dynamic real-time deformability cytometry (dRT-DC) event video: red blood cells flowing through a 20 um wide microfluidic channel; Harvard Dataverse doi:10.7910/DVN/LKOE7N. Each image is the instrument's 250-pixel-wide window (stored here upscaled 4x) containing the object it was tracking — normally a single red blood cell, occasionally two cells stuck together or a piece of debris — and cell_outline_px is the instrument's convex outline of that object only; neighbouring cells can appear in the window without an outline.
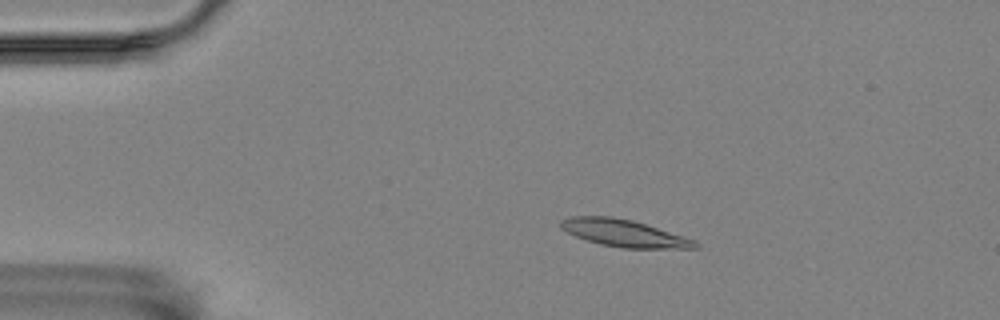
{"species": "Egyptian fruit bat (a non-hibernating species)", "species_latin": "Rousettus aegyptiacus", "temperature_condition": "room temperature", "stored_images_in_passage": 49, "camera_frame_rate_fps": 3000, "um_per_image_px": 0.085, "animal": {"sex": "female"}, "frame": {"image": 1, "passage_image": 10, "time_ms": 3.0, "image_size_px": [1000, 320], "cell_outline_px": [[700, 248], [620, 248], [600, 244], [576, 236], [560, 228], [560, 220], [572, 216], [612, 216], [632, 220], [684, 236], [696, 240], [700, 244]], "centroid_in_image_um": [53.06, 19.82], "position_along_channel_um": 31.9, "area_um2": 21.21}}
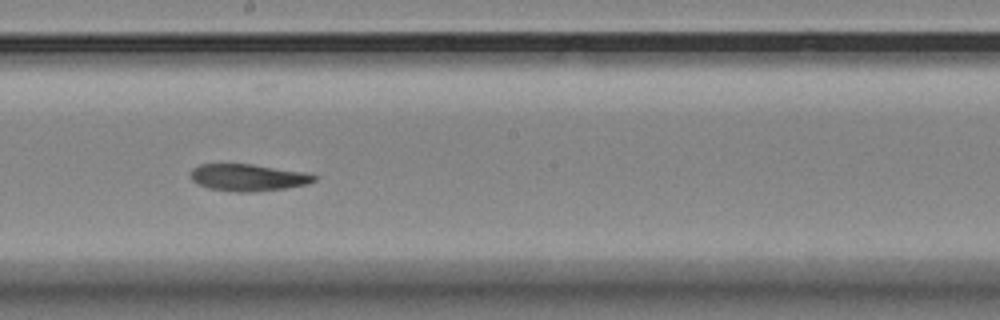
{"frame": {"image": 2, "passage_image": 31, "time_ms": 10.0, "image_size_px": [1000, 320], "cell_outline_px": [[316, 180], [308, 184], [288, 188], [252, 192], [236, 192], [208, 188], [192, 180], [188, 176], [192, 168], [200, 164], [252, 164], [304, 172], [316, 176]], "centroid_in_image_um": [21.06, 15.09], "position_along_channel_um": 227.1, "area_um2": 19.48}}
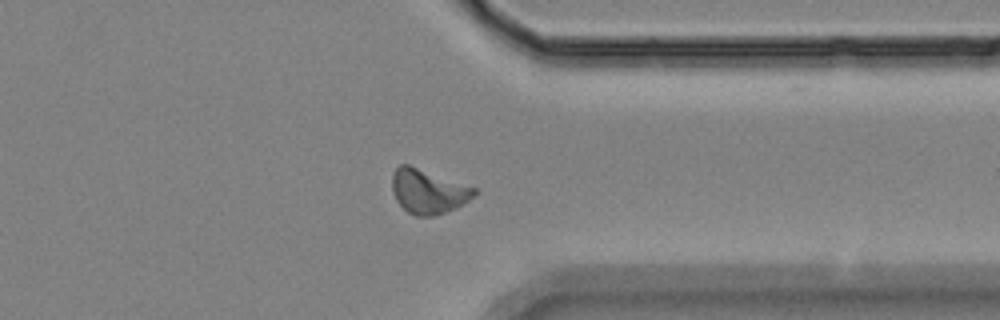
{"frame": {"image": 3, "passage_image": 44, "time_ms": 14.333, "image_size_px": [1000, 320], "cell_outline_px": [[476, 192], [468, 200], [456, 208], [436, 216], [416, 216], [408, 212], [396, 200], [392, 192], [392, 172], [400, 164], [408, 164], [476, 188]], "centroid_in_image_um": [36.35, 16.27], "position_along_channel_um": 375.0, "area_um2": 21.1}}